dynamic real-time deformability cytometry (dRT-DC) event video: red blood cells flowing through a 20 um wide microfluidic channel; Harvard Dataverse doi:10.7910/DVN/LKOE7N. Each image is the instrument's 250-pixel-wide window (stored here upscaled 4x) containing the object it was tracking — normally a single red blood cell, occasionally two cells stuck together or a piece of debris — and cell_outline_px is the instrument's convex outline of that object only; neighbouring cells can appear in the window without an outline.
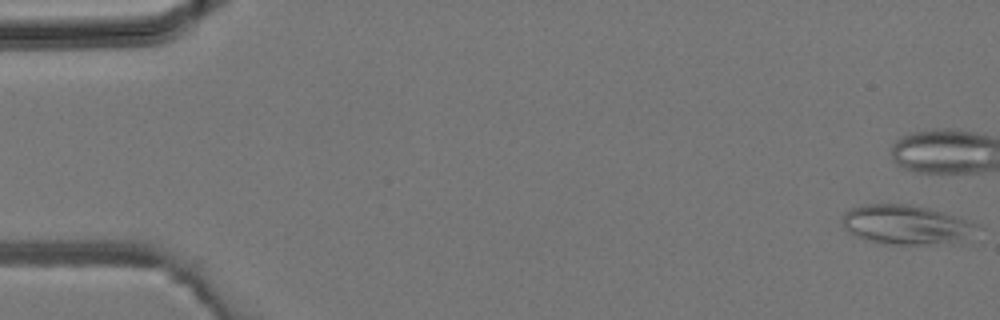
{"species": "common noctule bat (a hibernating species)", "species_latin": "Nyctalus noctula", "temperature_condition": "room temperature", "stored_images_in_passage": 4, "camera_frame_rate_fps": 3000, "um_per_image_px": 0.085, "animal": {"sex": "male", "body_mass_g": 19.2, "forearm_length_mm": 51.8}, "frame": {"image": 1, "passage_image": 1, "time_ms": 0.0, "image_size_px": [1000, 320], "cell_outline_px": [[984, 228], [960, 240], [928, 244], [896, 244], [872, 240], [856, 236], [844, 228], [844, 212], [848, 208], [868, 204], [908, 204], [928, 208], [944, 212], [980, 224]], "centroid_in_image_um": [77.07, 19.07], "position_along_channel_um": 7.9, "area_um2": 30.46}}